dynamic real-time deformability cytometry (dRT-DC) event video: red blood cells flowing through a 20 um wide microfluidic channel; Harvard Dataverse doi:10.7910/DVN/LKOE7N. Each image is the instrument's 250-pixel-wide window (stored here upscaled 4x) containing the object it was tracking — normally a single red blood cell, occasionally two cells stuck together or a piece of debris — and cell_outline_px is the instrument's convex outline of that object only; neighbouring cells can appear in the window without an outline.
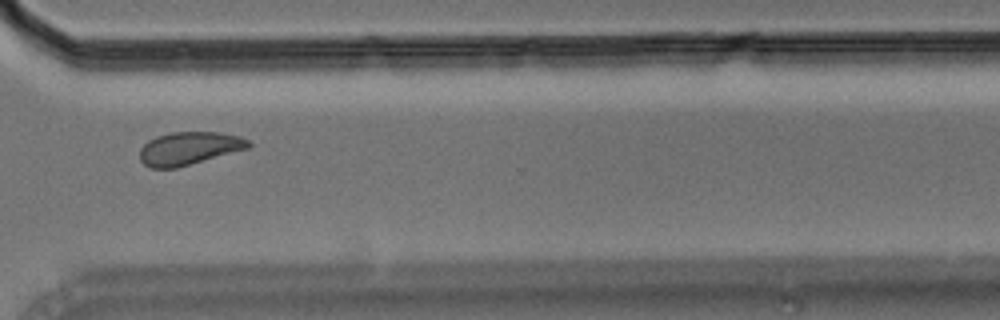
{"species": "Egyptian fruit bat (a non-hibernating species)", "species_latin": "Rousettus aegyptiacus", "temperature_condition": "room temperature", "stored_images_in_passage": 15, "camera_frame_rate_fps": 3000, "um_per_image_px": 0.085, "animal": {"sex": "male"}, "frame": {"image": 1, "passage_image": 11, "time_ms": 3.333, "image_size_px": [1000, 320], "cell_outline_px": [[252, 144], [248, 148], [176, 168], [152, 168], [144, 164], [140, 160], [140, 148], [148, 140], [156, 136], [172, 132], [220, 132], [240, 136], [248, 140]], "centroid_in_image_um": [16.05, 12.6], "position_along_channel_um": 354.5, "area_um2": 20.81}}